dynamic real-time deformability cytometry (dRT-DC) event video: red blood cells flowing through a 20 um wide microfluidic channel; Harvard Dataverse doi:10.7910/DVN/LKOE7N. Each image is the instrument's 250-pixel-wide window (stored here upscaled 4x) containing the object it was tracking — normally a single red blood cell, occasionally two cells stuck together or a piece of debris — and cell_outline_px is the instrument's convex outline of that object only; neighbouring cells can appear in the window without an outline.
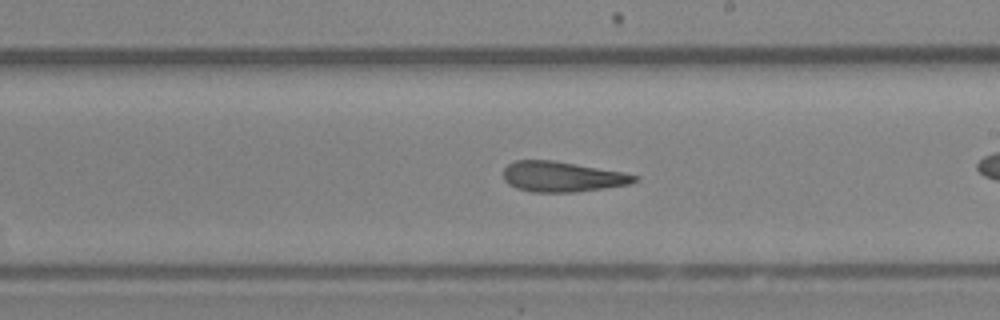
{"species": "Egyptian fruit bat (a non-hibernating species)", "species_latin": "Rousettus aegyptiacus", "temperature_condition": "room temperature", "stored_images_in_passage": 37, "camera_frame_rate_fps": 3000, "um_per_image_px": 0.085, "animal": {"sex": "female"}, "frame": {"image": 1, "passage_image": 27, "time_ms": 8.667, "image_size_px": [1000, 320], "cell_outline_px": [[640, 180], [632, 184], [576, 192], [532, 192], [516, 188], [508, 184], [504, 180], [504, 168], [508, 164], [516, 160], [552, 160], [624, 172], [640, 176]], "centroid_in_image_um": [47.82, 15.02], "position_along_channel_um": 241.2, "area_um2": 23.35}}